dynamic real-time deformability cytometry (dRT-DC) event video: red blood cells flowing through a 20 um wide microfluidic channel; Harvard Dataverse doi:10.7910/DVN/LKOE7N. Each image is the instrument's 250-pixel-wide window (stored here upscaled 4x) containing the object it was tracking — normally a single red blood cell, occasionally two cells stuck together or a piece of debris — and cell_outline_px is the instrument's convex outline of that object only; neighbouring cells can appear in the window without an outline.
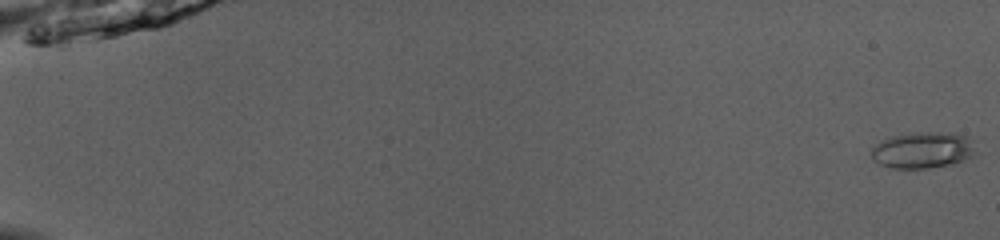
{"species": "common noctule bat (a hibernating species)", "species_latin": "Nyctalus noctula", "temperature_condition": "room temperature", "stored_images_in_passage": 52, "camera_frame_rate_fps": 3000, "um_per_image_px": 0.085, "animal": {"sex": "male", "body_mass_g": 13.0, "forearm_length_mm": 53.1}, "frame": {"image": 1, "passage_image": 1, "time_ms": 0.0, "image_size_px": [1000, 240], "cell_outline_px": [[976, 152], [972, 156], [964, 160], [948, 164], [928, 168], [892, 168], [880, 164], [872, 160], [872, 148], [880, 140], [888, 136], [912, 132], [948, 132], [964, 136], [972, 140]], "centroid_in_image_um": [78.4, 12.74], "position_along_channel_um": 6.6, "area_um2": 22.2}}
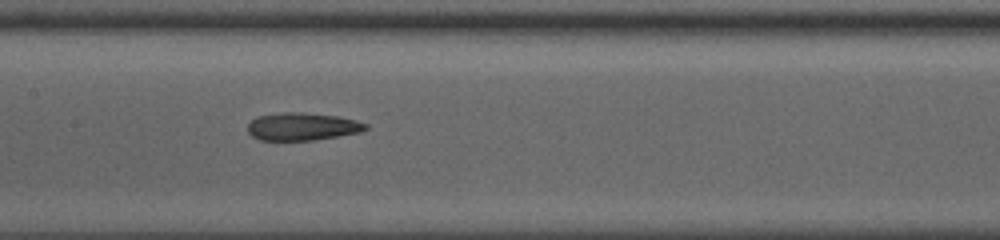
{"frame": {"image": 2, "passage_image": 28, "time_ms": 9.0, "image_size_px": [1000, 240], "cell_outline_px": [[368, 128], [360, 132], [312, 140], [260, 140], [252, 136], [248, 132], [248, 124], [256, 116], [284, 112], [300, 112], [340, 116], [356, 120], [368, 124]], "centroid_in_image_um": [25.69, 10.75], "position_along_channel_um": 181.7, "area_um2": 19.02}}
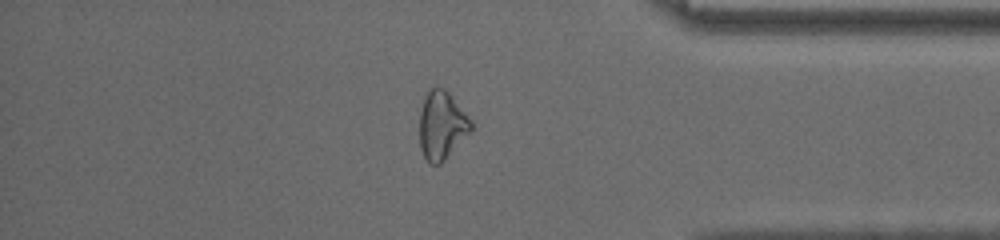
{"frame": {"image": 3, "passage_image": 45, "time_ms": 14.667, "image_size_px": [1000, 240], "cell_outline_px": [[472, 128], [444, 160], [440, 164], [428, 164], [420, 148], [420, 112], [424, 100], [428, 92], [436, 84], [444, 88], [448, 92], [464, 112], [472, 124]], "centroid_in_image_um": [37.51, 10.65], "position_along_channel_um": 397.7, "area_um2": 19.94}, "authors_computed_cell_mechanics": {"area_um2": 19.941, "velocity_mm_per_s": 4.0743, "shape_relaxation_time_tau1_ms": 5.5669, "shape_relaxation_time_tau2_ms": 2.8335, "deformation_change_tau1": 0.1728, "deformation_change_tau2": 0.1287}}